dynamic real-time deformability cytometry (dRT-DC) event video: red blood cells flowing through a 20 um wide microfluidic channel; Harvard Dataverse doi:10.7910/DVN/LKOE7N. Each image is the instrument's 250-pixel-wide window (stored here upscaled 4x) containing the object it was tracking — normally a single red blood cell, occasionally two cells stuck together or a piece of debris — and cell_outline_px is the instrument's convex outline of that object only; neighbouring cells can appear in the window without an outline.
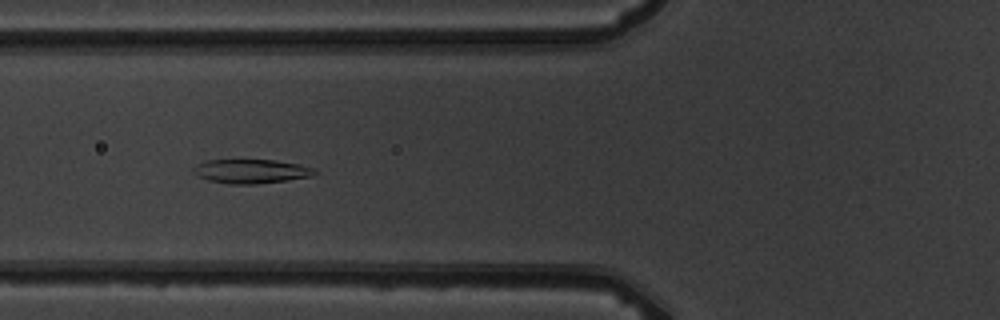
{"species": "common noctule bat (a hibernating species)", "species_latin": "Nyctalus noctula", "temperature_condition": "warm", "stored_images_in_passage": 8, "camera_frame_rate_fps": 3000, "um_per_image_px": 0.085, "animal": {"sex": "male", "body_mass_g": 19.5, "forearm_length_mm": 54.6}, "frame": {"image": 1, "passage_image": 6, "time_ms": 5.667, "image_size_px": [1000, 320], "cell_outline_px": [[320, 172], [312, 176], [288, 180], [256, 184], [228, 184], [208, 180], [196, 176], [192, 172], [192, 168], [196, 164], [208, 160], [276, 160], [300, 164], [316, 168]], "centroid_in_image_um": [21.37, 14.56], "position_along_channel_um": 104.4, "area_um2": 17.34}}
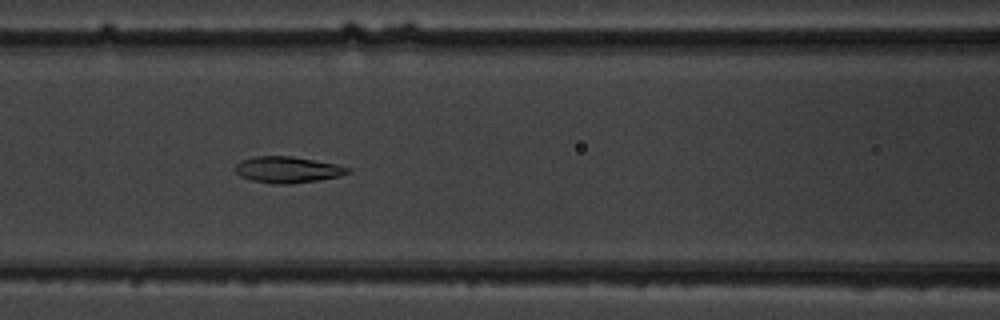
{"frame": {"image": 2, "passage_image": 7, "time_ms": 6.667, "image_size_px": [1000, 320], "cell_outline_px": [[352, 172], [340, 176], [320, 180], [292, 184], [272, 184], [252, 180], [240, 176], [236, 172], [236, 164], [240, 160], [256, 156], [292, 156], [336, 164], [352, 168]], "centroid_in_image_um": [24.48, 14.43], "position_along_channel_um": 142.1, "area_um2": 17.4}}
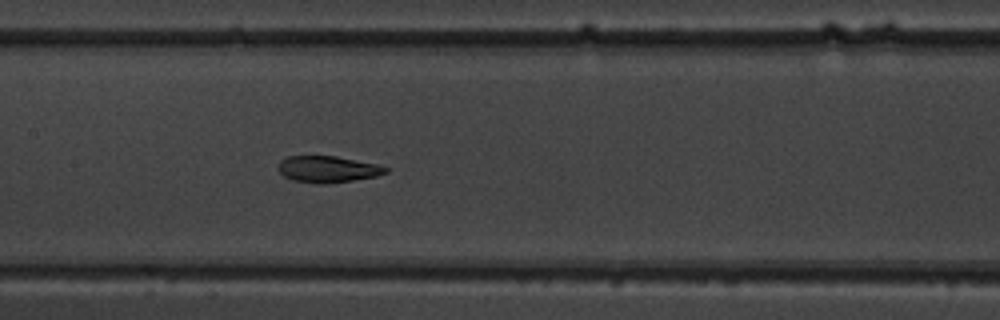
{"frame": {"image": 3, "passage_image": 8, "time_ms": 7.667, "image_size_px": [1000, 320], "cell_outline_px": [[388, 172], [376, 176], [328, 184], [316, 184], [292, 180], [284, 176], [280, 172], [280, 160], [288, 156], [336, 156], [376, 164], [388, 168]], "centroid_in_image_um": [27.85, 14.39], "position_along_channel_um": 179.5, "area_um2": 16.47}}